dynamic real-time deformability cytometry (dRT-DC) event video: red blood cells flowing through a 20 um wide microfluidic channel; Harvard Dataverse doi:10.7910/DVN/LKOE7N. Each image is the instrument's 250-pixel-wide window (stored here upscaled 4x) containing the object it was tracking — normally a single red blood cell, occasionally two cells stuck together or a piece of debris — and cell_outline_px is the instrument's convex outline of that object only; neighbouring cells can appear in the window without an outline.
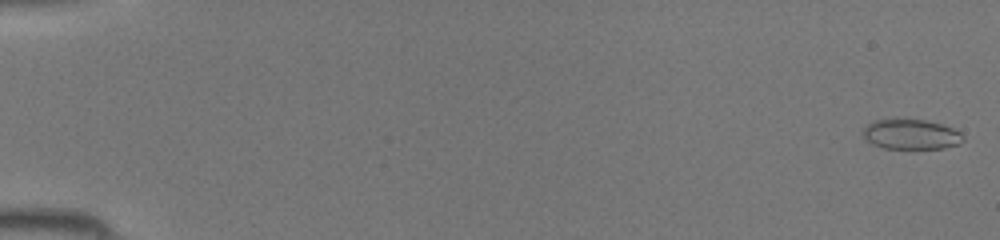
{"species": "common noctule bat (a hibernating species)", "species_latin": "Nyctalus noctula", "temperature_condition": "room temperature", "stored_images_in_passage": 45, "camera_frame_rate_fps": 3000, "um_per_image_px": 0.085, "animal": {"sex": "female", "body_mass_g": 19.5, "forearm_length_mm": 54.1}, "frame": {"image": 1, "passage_image": 1, "time_ms": 0.0, "image_size_px": [1000, 240], "cell_outline_px": [[964, 140], [960, 144], [944, 148], [884, 148], [872, 144], [860, 132], [868, 124], [876, 120], [892, 116], [896, 116], [924, 120], [940, 124], [952, 128], [960, 132], [964, 136]], "centroid_in_image_um": [77.41, 11.37], "position_along_channel_um": 7.6, "area_um2": 18.03}}
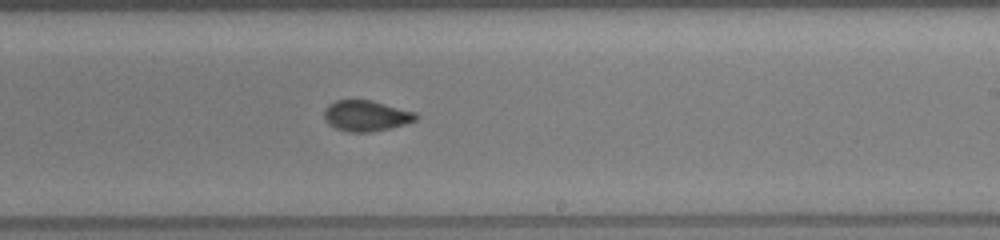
{"frame": {"image": 2, "passage_image": 28, "time_ms": 9.0, "image_size_px": [1000, 240], "cell_outline_px": [[420, 116], [416, 120], [392, 128], [372, 132], [348, 132], [336, 128], [328, 124], [324, 120], [324, 108], [328, 104], [336, 100], [372, 100], [416, 112]], "centroid_in_image_um": [31.12, 9.84], "position_along_channel_um": 257.9, "area_um2": 16.7}}
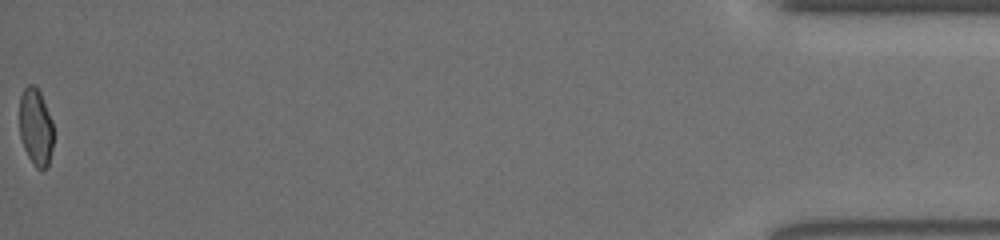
{"frame": {"image": 3, "passage_image": 45, "time_ms": 14.667, "image_size_px": [1000, 240], "cell_outline_px": [[52, 148], [48, 168], [36, 168], [28, 156], [24, 148], [20, 136], [20, 96], [24, 88], [28, 84], [36, 84], [40, 92], [52, 120]], "centroid_in_image_um": [3.03, 10.77], "position_along_channel_um": 432.2, "area_um2": 15.26}}